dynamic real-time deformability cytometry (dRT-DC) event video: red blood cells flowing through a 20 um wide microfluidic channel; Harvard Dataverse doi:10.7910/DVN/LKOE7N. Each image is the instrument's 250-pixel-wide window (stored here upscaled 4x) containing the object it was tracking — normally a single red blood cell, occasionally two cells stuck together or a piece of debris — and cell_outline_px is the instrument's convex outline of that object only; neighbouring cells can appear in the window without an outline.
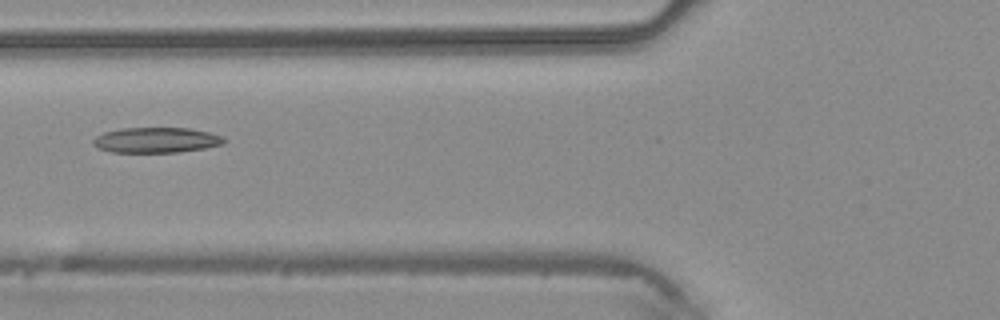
{"species": "common noctule bat (a hibernating species)", "species_latin": "Nyctalus noctula", "temperature_condition": "warm", "stored_images_in_passage": 5, "camera_frame_rate_fps": 3000, "um_per_image_px": 0.085, "animal": {"sex": "male", "body_mass_g": 20.4}, "frame": {"image": 1, "passage_image": 5, "time_ms": 1.333, "image_size_px": [1000, 320], "cell_outline_px": [[224, 144], [204, 148], [180, 152], [112, 152], [100, 148], [92, 144], [92, 140], [96, 136], [104, 132], [120, 128], [188, 128], [208, 132], [220, 136], [224, 140]], "centroid_in_image_um": [13.24, 11.9], "position_along_channel_um": 112.6, "area_um2": 19.19}}